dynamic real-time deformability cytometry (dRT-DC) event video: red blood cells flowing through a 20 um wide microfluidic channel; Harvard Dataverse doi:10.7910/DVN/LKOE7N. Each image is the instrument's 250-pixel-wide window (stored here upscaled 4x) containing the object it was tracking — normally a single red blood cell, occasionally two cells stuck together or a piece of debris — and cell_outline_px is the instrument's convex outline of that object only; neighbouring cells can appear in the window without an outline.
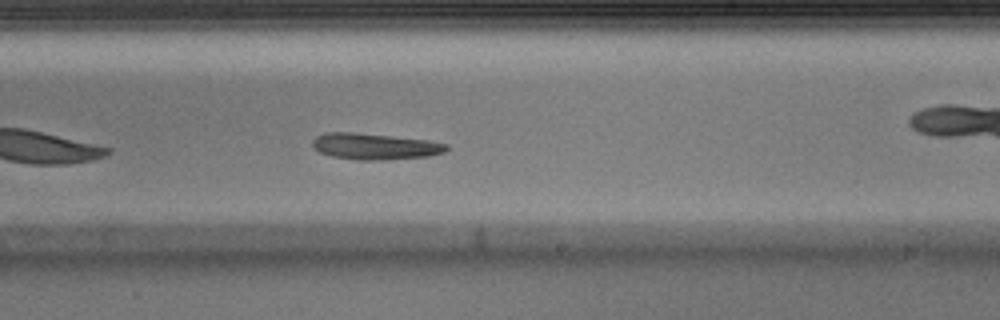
{"species": "Egyptian fruit bat (a non-hibernating species)", "species_latin": "Rousettus aegyptiacus", "temperature_condition": "warm", "stored_images_in_passage": 32, "camera_frame_rate_fps": 3000, "um_per_image_px": 0.085, "animal": {"sex": "male"}, "frame": {"image": 1, "passage_image": 14, "time_ms": 4.333, "image_size_px": [1000, 320], "cell_outline_px": [[448, 148], [444, 152], [428, 156], [380, 160], [360, 160], [332, 156], [320, 152], [312, 148], [312, 140], [316, 136], [324, 132], [352, 132], [428, 140], [448, 144]], "centroid_in_image_um": [31.82, 12.44], "position_along_channel_um": 257.2, "area_um2": 20.4}}